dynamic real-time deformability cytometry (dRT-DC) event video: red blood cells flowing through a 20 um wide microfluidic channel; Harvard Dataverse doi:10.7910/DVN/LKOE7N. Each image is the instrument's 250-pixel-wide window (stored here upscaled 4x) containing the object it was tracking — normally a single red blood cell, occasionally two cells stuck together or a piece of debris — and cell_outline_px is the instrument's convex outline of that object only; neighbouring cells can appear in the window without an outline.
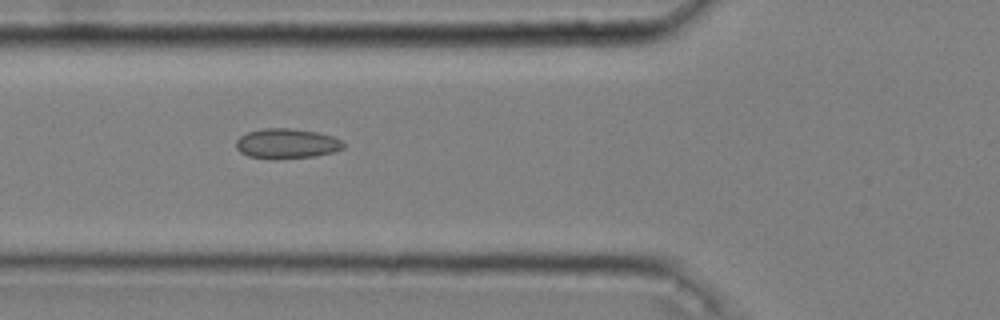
{"species": "common noctule bat (a hibernating species)", "species_latin": "Nyctalus noctula", "temperature_condition": "cold", "stored_images_in_passage": 39, "camera_frame_rate_fps": 3000, "um_per_image_px": 0.085, "animal": {"sex": "male", "body_mass_g": 20.4}, "frame": {"image": 1, "passage_image": 10, "time_ms": 3.0, "image_size_px": [1000, 320], "cell_outline_px": [[344, 148], [332, 152], [316, 156], [276, 160], [248, 156], [240, 152], [236, 148], [236, 140], [240, 136], [248, 132], [264, 128], [292, 128], [316, 132], [332, 136], [340, 140], [344, 144]], "centroid_in_image_um": [24.35, 12.22], "position_along_channel_um": 101.5, "area_um2": 18.9}}
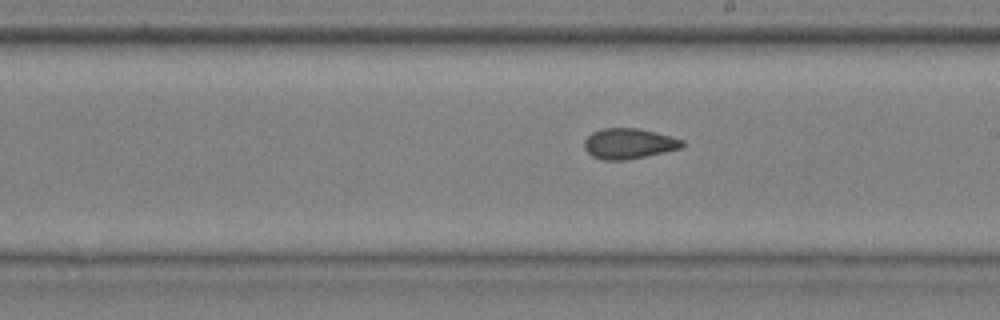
{"frame": {"image": 2, "passage_image": 21, "time_ms": 6.667, "image_size_px": [1000, 320], "cell_outline_px": [[684, 144], [680, 148], [664, 152], [628, 160], [604, 160], [592, 156], [584, 148], [584, 140], [592, 132], [600, 128], [640, 128], [656, 132], [684, 140]], "centroid_in_image_um": [53.43, 12.2], "position_along_channel_um": 235.6, "area_um2": 17.46}}
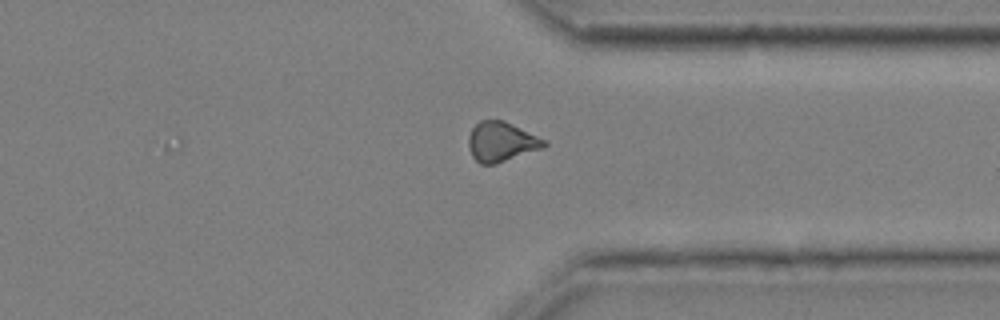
{"frame": {"image": 3, "passage_image": 32, "time_ms": 10.333, "image_size_px": [1000, 320], "cell_outline_px": [[548, 144], [544, 148], [496, 164], [480, 164], [472, 156], [468, 148], [468, 136], [472, 128], [480, 120], [504, 120], [548, 140]], "centroid_in_image_um": [42.64, 12.05], "position_along_channel_um": 368.8, "area_um2": 17.8}, "authors_computed_cell_mechanics": {"area_um2": 17.4556, "velocity_mm_per_s": 3.6563, "shape_relaxation_time_tau1_ms": null, "shape_relaxation_time_tau2_ms": 2.4016, "deformation_change_tau1": null, "deformation_change_tau2": 0.0806}}